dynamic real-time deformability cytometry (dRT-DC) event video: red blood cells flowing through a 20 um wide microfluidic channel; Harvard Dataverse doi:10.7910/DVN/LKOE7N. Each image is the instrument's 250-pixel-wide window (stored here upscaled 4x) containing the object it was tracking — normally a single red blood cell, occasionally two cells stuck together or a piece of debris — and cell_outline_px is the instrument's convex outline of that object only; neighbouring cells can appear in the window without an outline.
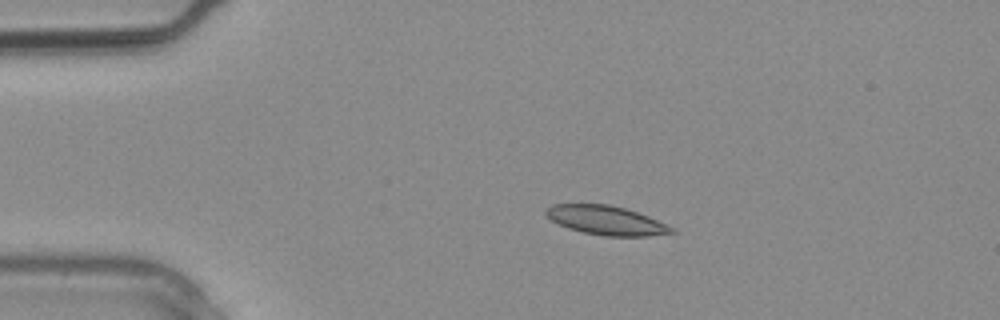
{"species": "common noctule bat (a hibernating species)", "species_latin": "Nyctalus noctula", "temperature_condition": "warm", "stored_images_in_passage": 4, "camera_frame_rate_fps": 3000, "um_per_image_px": 0.085, "animal": {"sex": "male", "body_mass_g": 20.4}, "frame": {"image": 1, "passage_image": 2, "time_ms": 0.333, "image_size_px": [1000, 320], "cell_outline_px": [[676, 232], [648, 236], [604, 236], [584, 232], [568, 228], [552, 220], [544, 212], [544, 208], [552, 204], [608, 204], [624, 208], [648, 216], [676, 228]], "centroid_in_image_um": [51.53, 18.72], "position_along_channel_um": 33.5, "area_um2": 21.21}}